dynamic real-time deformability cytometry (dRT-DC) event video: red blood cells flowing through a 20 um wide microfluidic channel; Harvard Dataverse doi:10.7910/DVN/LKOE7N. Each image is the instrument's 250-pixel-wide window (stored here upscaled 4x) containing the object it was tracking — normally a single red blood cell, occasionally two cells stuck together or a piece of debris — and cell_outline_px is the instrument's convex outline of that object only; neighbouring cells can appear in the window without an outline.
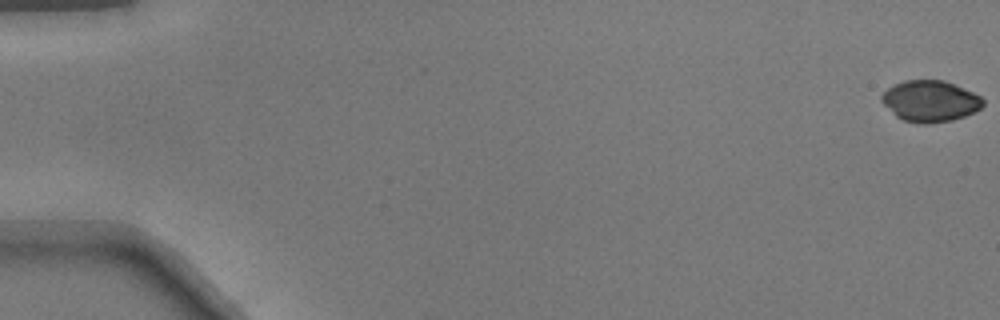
{"species": "common noctule bat (a hibernating species)", "species_latin": "Nyctalus noctula", "temperature_condition": "warm", "stored_images_in_passage": 3, "camera_frame_rate_fps": 3000, "um_per_image_px": 0.085, "animal": {"sex": "male", "body_mass_g": 17.9}, "frame": {"image": 1, "passage_image": 1, "time_ms": 0.0, "image_size_px": [1000, 320], "cell_outline_px": [[984, 104], [980, 108], [964, 116], [952, 120], [928, 124], [920, 124], [904, 120], [896, 116], [880, 100], [880, 96], [888, 88], [904, 80], [944, 80], [972, 92], [980, 96], [984, 100]], "centroid_in_image_um": [79.05, 8.6], "position_along_channel_um": 5.9, "area_um2": 24.16}}